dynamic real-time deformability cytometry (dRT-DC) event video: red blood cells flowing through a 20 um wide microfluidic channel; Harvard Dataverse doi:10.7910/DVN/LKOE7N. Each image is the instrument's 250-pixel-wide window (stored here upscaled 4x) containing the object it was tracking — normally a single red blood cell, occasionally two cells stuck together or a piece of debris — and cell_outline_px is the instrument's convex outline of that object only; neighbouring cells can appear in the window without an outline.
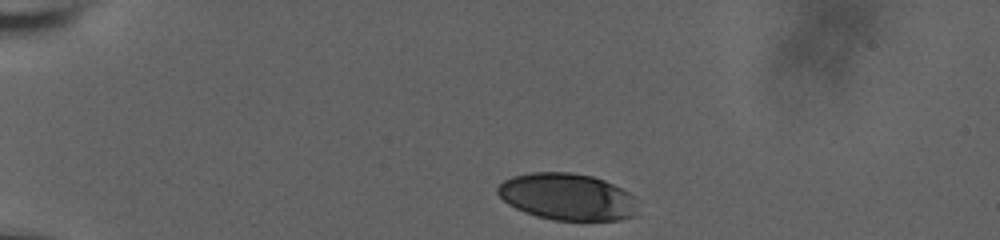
{"species": "human", "species_latin": "Homo sapiens", "temperature_condition": "room temperature", "stored_images_in_passage": 12, "camera_frame_rate_fps": 3000, "um_per_image_px": 0.085, "donor": {"sex": "male"}, "frame": {"image": 1, "passage_image": 1, "time_ms": 0.0, "image_size_px": [1000, 240], "cell_outline_px": [[636, 216], [620, 220], [552, 220], [536, 216], [524, 212], [508, 204], [496, 192], [496, 188], [504, 180], [512, 176], [532, 172], [572, 172], [592, 176], [604, 180], [636, 196]], "centroid_in_image_um": [48.22, 16.73], "position_along_channel_um": 36.8, "area_um2": 38.44}}
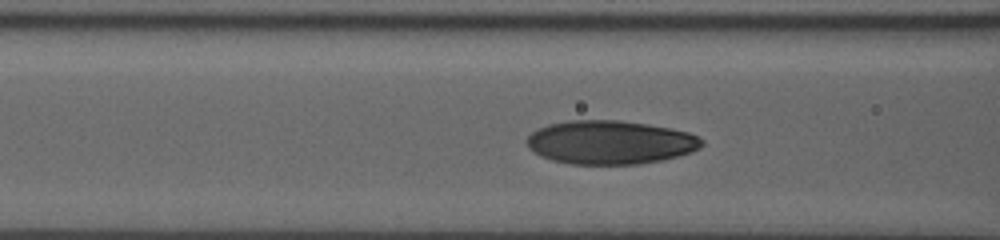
{"frame": {"image": 2, "passage_image": 9, "time_ms": 2.667, "image_size_px": [1000, 240], "cell_outline_px": [[704, 144], [700, 148], [692, 152], [660, 160], [640, 164], [572, 164], [552, 160], [540, 156], [528, 148], [524, 140], [532, 132], [548, 124], [568, 120], [620, 120], [648, 124], [672, 128], [688, 132], [704, 140]], "centroid_in_image_um": [51.85, 12.09], "position_along_channel_um": 114.8, "area_um2": 44.74}}
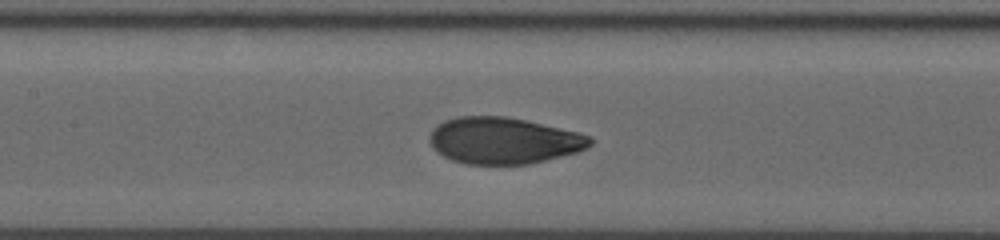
{"frame": {"image": 3, "passage_image": 12, "time_ms": 3.667, "image_size_px": [1000, 240], "cell_outline_px": [[596, 140], [588, 148], [576, 152], [528, 164], [464, 164], [452, 160], [436, 152], [432, 148], [428, 140], [428, 136], [432, 128], [444, 120], [456, 116], [504, 116], [524, 120], [576, 132], [592, 136]], "centroid_in_image_um": [42.76, 11.95], "position_along_channel_um": 164.6, "area_um2": 43.64}}